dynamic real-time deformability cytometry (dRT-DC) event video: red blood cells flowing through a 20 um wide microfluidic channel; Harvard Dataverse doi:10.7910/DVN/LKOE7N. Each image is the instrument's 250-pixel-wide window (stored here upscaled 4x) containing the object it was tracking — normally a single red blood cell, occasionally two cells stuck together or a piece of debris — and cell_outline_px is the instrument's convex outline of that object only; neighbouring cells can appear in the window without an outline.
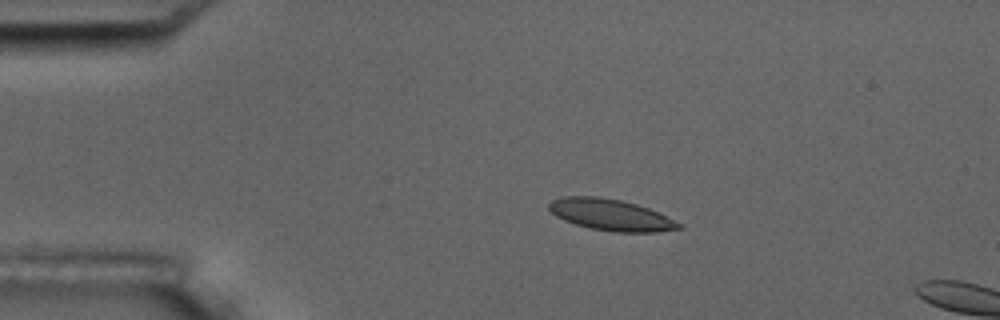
{"species": "common noctule bat (a hibernating species)", "species_latin": "Nyctalus noctula", "temperature_condition": "room temperature", "stored_images_in_passage": 9, "camera_frame_rate_fps": 3000, "um_per_image_px": 0.085, "animal": {"sex": "male", "body_mass_g": 17.5, "forearm_length_mm": 52.3}, "frame": {"image": 1, "passage_image": 3, "time_ms": 2.333, "image_size_px": [1000, 320], "cell_outline_px": [[684, 228], [656, 232], [612, 232], [592, 228], [576, 224], [564, 220], [556, 216], [548, 208], [548, 204], [552, 200], [564, 196], [596, 196], [620, 200], [636, 204], [648, 208], [684, 224]], "centroid_in_image_um": [51.94, 18.26], "position_along_channel_um": 33.1, "area_um2": 23.7}}
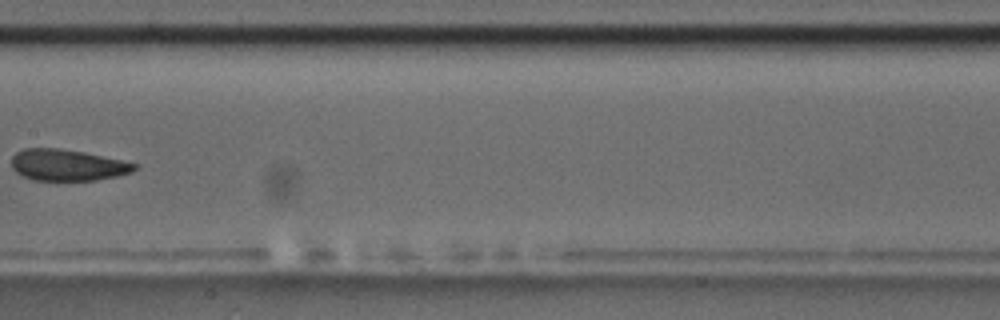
{"frame": {"image": 2, "passage_image": 8, "time_ms": 8.333, "image_size_px": [1000, 320], "cell_outline_px": [[136, 168], [132, 172], [116, 176], [96, 180], [32, 180], [16, 172], [12, 168], [12, 156], [16, 152], [24, 148], [56, 148], [84, 152], [120, 160], [136, 164]], "centroid_in_image_um": [5.69, 14.03], "position_along_channel_um": 201.7, "area_um2": 22.25}}
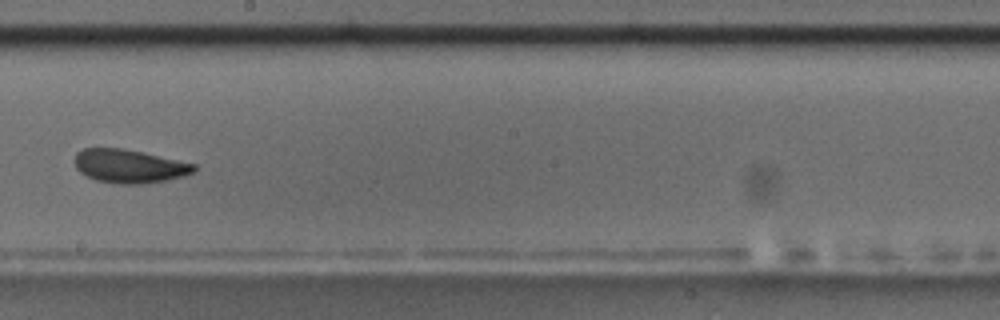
{"frame": {"image": 3, "passage_image": 9, "time_ms": 9.333, "image_size_px": [1000, 320], "cell_outline_px": [[196, 172], [184, 176], [168, 180], [140, 184], [120, 184], [96, 180], [84, 176], [76, 168], [72, 160], [76, 152], [84, 148], [124, 148], [196, 164]], "centroid_in_image_um": [10.96, 14.12], "position_along_channel_um": 237.2, "area_um2": 23.64}}